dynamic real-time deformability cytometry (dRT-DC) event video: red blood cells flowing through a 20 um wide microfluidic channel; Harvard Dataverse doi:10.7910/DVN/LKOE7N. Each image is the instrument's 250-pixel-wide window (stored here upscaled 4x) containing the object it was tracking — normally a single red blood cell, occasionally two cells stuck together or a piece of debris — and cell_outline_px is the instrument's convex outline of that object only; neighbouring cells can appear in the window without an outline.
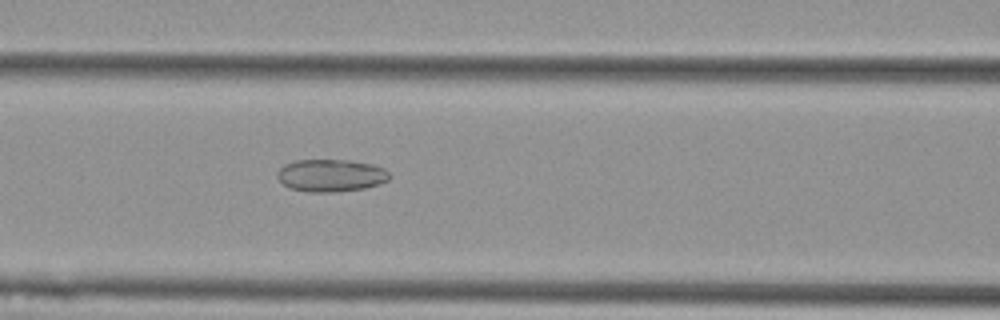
{"species": "Egyptian fruit bat (a non-hibernating species)", "species_latin": "Rousettus aegyptiacus", "temperature_condition": "cold", "stored_images_in_passage": 53, "camera_frame_rate_fps": 3000, "um_per_image_px": 0.085, "animal": {"sex": "female"}, "frame": {"image": 1, "passage_image": 23, "time_ms": 7.333, "image_size_px": [1000, 320], "cell_outline_px": [[392, 176], [388, 180], [380, 184], [368, 188], [332, 192], [308, 192], [288, 188], [276, 176], [276, 172], [284, 164], [296, 160], [348, 160], [372, 164], [384, 168]], "centroid_in_image_um": [28.13, 14.92], "position_along_channel_um": 138.5, "area_um2": 21.44}}
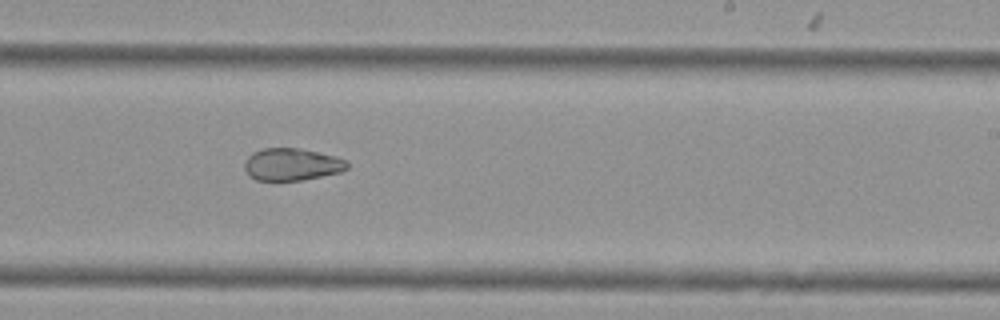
{"frame": {"image": 2, "passage_image": 33, "time_ms": 10.667, "image_size_px": [1000, 320], "cell_outline_px": [[348, 168], [340, 172], [300, 180], [256, 180], [244, 168], [244, 160], [252, 152], [264, 148], [300, 148], [336, 156], [348, 160]], "centroid_in_image_um": [24.81, 13.95], "position_along_channel_um": 264.2, "area_um2": 19.25}}
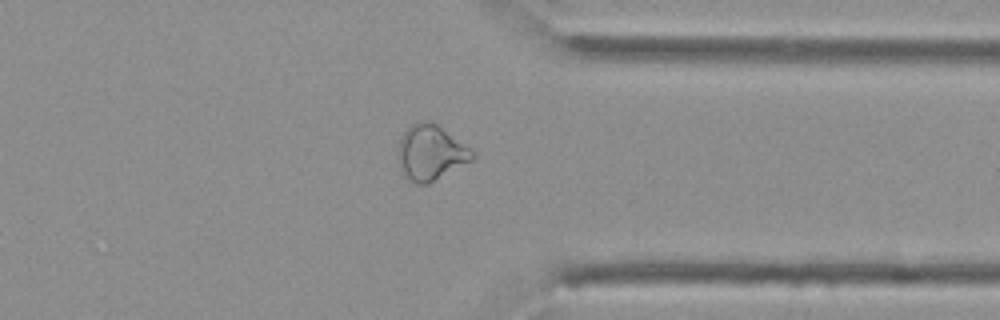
{"frame": {"image": 3, "passage_image": 42, "time_ms": 13.667, "image_size_px": [1000, 320], "cell_outline_px": [[476, 156], [472, 160], [428, 184], [416, 184], [400, 172], [396, 152], [400, 136], [412, 124], [420, 120], [432, 120], [472, 148], [476, 152]], "centroid_in_image_um": [36.6, 12.95], "position_along_channel_um": 374.8, "area_um2": 24.51}}